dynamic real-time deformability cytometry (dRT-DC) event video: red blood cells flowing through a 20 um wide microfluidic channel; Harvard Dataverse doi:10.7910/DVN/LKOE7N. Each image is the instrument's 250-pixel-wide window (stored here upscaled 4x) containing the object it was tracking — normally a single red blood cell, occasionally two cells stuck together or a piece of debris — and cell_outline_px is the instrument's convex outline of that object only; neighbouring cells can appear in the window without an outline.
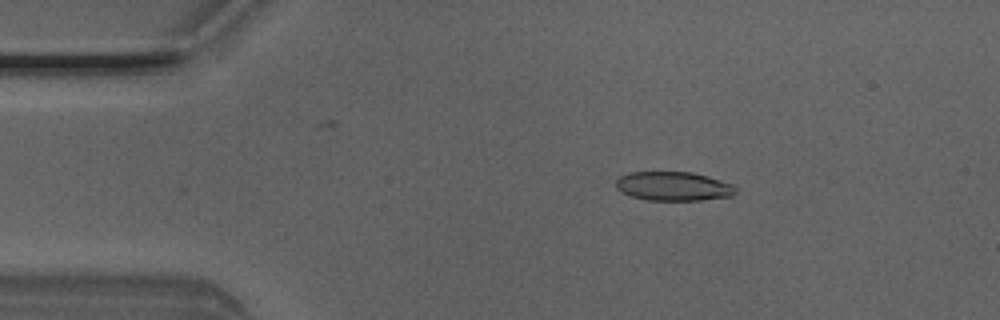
{"species": "Egyptian fruit bat (a non-hibernating species)", "species_latin": "Rousettus aegyptiacus", "temperature_condition": "room temperature", "stored_images_in_passage": 2, "camera_frame_rate_fps": 3000, "um_per_image_px": 0.085, "animal": {"sex": "male"}, "frame": {"image": 1, "passage_image": 1, "time_ms": 0.0, "image_size_px": [1000, 320], "cell_outline_px": [[736, 192], [732, 196], [700, 200], [648, 200], [632, 196], [620, 192], [616, 188], [616, 180], [620, 176], [628, 172], [692, 172], [708, 176], [732, 184], [736, 188]], "centroid_in_image_um": [57.22, 15.83], "position_along_channel_um": 27.8, "area_um2": 20.29}}